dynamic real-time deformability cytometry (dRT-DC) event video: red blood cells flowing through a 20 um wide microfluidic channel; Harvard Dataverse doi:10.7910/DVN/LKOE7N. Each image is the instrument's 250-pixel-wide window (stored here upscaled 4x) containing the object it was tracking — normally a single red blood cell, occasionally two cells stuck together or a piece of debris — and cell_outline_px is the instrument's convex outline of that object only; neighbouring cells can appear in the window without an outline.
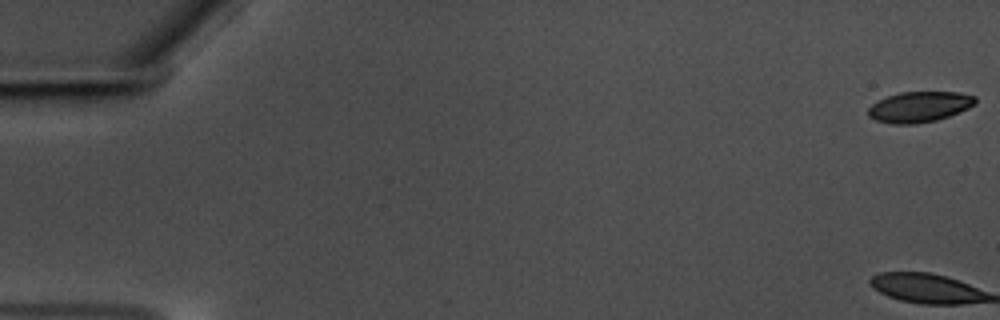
{"species": "common noctule bat (a hibernating species)", "species_latin": "Nyctalus noctula", "temperature_condition": "warm", "stored_images_in_passage": 59, "camera_frame_rate_fps": 3000, "um_per_image_px": 0.085, "animal": {"sex": "male", "body_mass_g": 17.5, "forearm_length_mm": 52.3}, "frame": {"image": 1, "passage_image": 1, "time_ms": 0.0, "image_size_px": [1000, 320], "cell_outline_px": [[976, 104], [960, 112], [936, 120], [916, 124], [892, 124], [876, 120], [868, 116], [868, 108], [872, 104], [888, 96], [900, 92], [960, 92], [976, 96]], "centroid_in_image_um": [78.17, 9.08], "position_along_channel_um": 6.8, "area_um2": 19.13}}
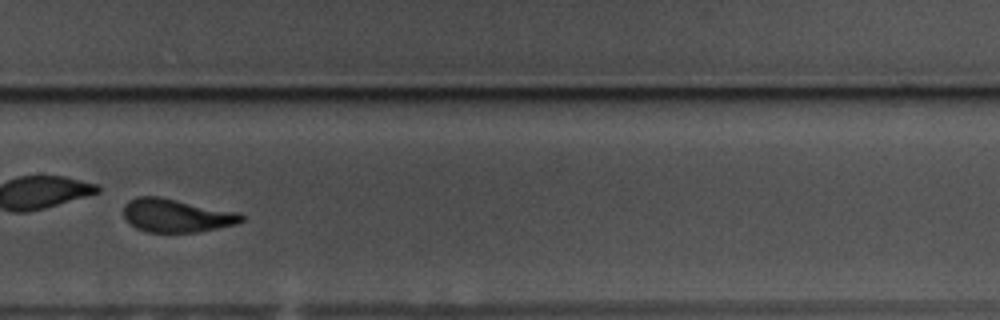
{"frame": {"image": 2, "passage_image": 42, "time_ms": 13.667, "image_size_px": [1000, 320], "cell_outline_px": [[244, 220], [236, 224], [196, 232], [148, 232], [136, 228], [124, 216], [124, 204], [128, 200], [136, 196], [160, 196], [236, 212], [244, 216]], "centroid_in_image_um": [14.96, 18.3], "position_along_channel_um": 314.8, "area_um2": 22.72}, "authors_computed_cell_mechanics": {"area_um2": 23.7558, "velocity_mm_per_s": 3.534, "shape_relaxation_time_tau1_ms": 4.4287, "shape_relaxation_time_tau2_ms": 2.2716, "deformation_change_tau1": 0.1397, "deformation_change_tau2": 0.0878}}